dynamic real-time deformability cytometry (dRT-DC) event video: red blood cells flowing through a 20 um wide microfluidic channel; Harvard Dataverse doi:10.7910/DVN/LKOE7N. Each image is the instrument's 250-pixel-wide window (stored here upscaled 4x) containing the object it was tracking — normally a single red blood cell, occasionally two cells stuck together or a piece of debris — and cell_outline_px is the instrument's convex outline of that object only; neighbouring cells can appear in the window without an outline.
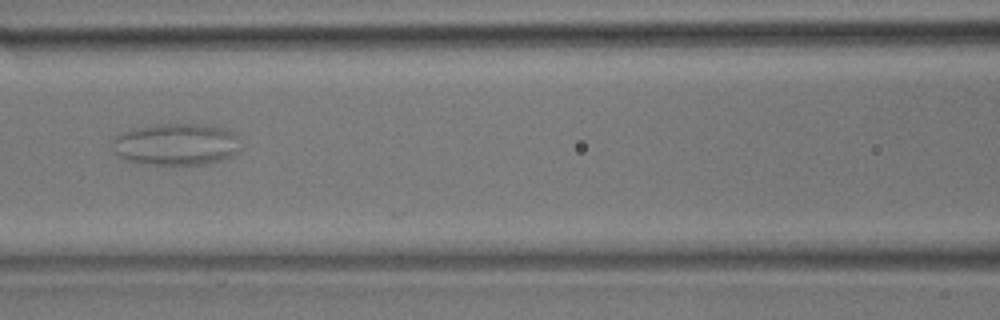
{"species": "common noctule bat (a hibernating species)", "species_latin": "Nyctalus noctula", "temperature_condition": "room temperature", "stored_images_in_passage": 36, "camera_frame_rate_fps": 3000, "um_per_image_px": 0.085, "animal": {"sex": "male", "body_mass_g": 17.9}, "frame": {"image": 1, "passage_image": 16, "time_ms": 5.0, "image_size_px": [1000, 320], "cell_outline_px": [[240, 148], [232, 156], [224, 160], [208, 164], [140, 164], [128, 160], [120, 156], [116, 152], [112, 144], [112, 140], [120, 132], [132, 128], [156, 124], [208, 124], [232, 132], [236, 136]], "centroid_in_image_um": [14.96, 12.26], "position_along_channel_um": 151.6, "area_um2": 31.39}}
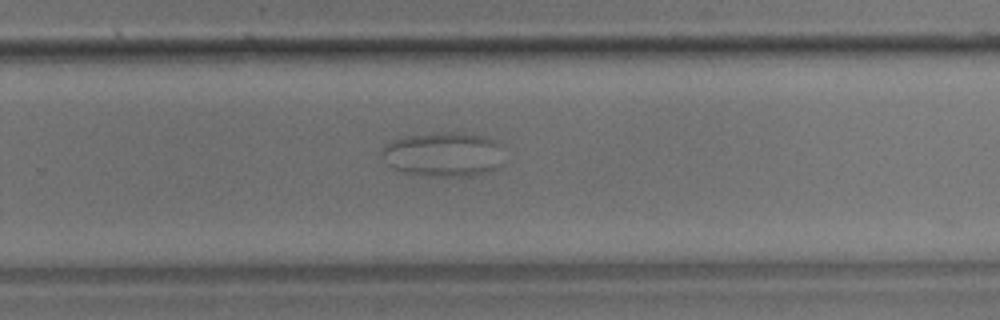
{"frame": {"image": 2, "passage_image": 26, "time_ms": 8.333, "image_size_px": [1000, 320], "cell_outline_px": [[500, 164], [496, 168], [488, 172], [472, 176], [428, 176], [404, 172], [392, 168], [388, 164], [380, 152], [380, 148], [392, 140], [404, 136], [440, 132], [460, 132], [484, 136], [500, 144]], "centroid_in_image_um": [37.64, 13.11], "position_along_channel_um": 292.2, "area_um2": 31.73}}